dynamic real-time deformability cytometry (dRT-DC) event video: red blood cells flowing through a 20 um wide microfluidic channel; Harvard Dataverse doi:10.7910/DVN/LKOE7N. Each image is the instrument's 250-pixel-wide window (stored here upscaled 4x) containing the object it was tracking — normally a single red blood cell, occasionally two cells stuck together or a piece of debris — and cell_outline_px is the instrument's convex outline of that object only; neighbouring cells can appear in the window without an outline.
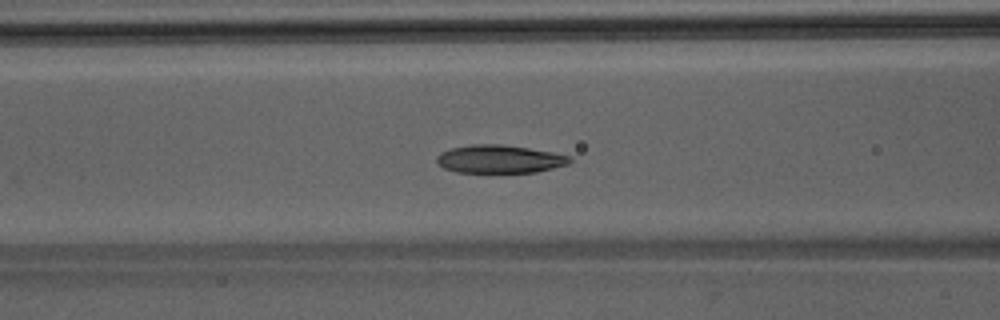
{"species": "Egyptian fruit bat (a non-hibernating species)", "species_latin": "Rousettus aegyptiacus", "temperature_condition": "room temperature", "stored_images_in_passage": 29, "camera_frame_rate_fps": 3000, "um_per_image_px": 0.085, "animal": {"sex": "male"}, "frame": {"image": 1, "passage_image": 9, "time_ms": 2.667, "image_size_px": [1000, 320], "cell_outline_px": [[572, 160], [568, 164], [536, 172], [456, 172], [444, 168], [436, 164], [436, 156], [440, 152], [452, 148], [472, 144], [500, 144], [528, 148], [552, 152], [568, 156]], "centroid_in_image_um": [42.41, 13.52], "position_along_channel_um": 124.2, "area_um2": 21.68}}
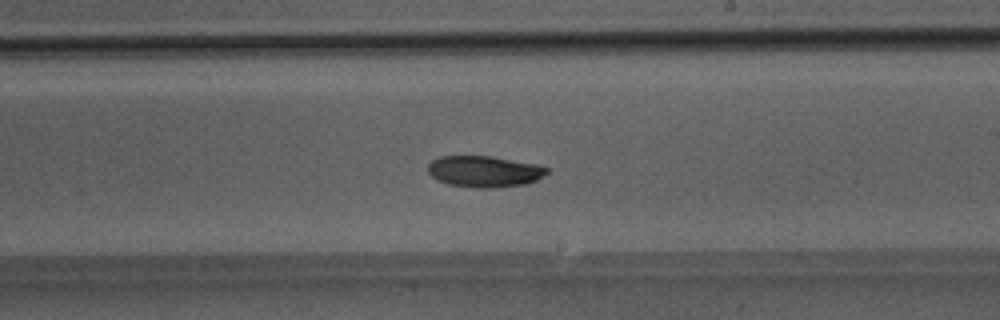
{"frame": {"image": 2, "passage_image": 18, "time_ms": 5.667, "image_size_px": [1000, 320], "cell_outline_px": [[548, 172], [544, 176], [536, 180], [524, 184], [496, 188], [476, 188], [448, 184], [436, 180], [428, 172], [428, 164], [432, 160], [440, 156], [488, 156], [536, 164], [548, 168]], "centroid_in_image_um": [41.14, 14.58], "position_along_channel_um": 247.9, "area_um2": 21.68}}
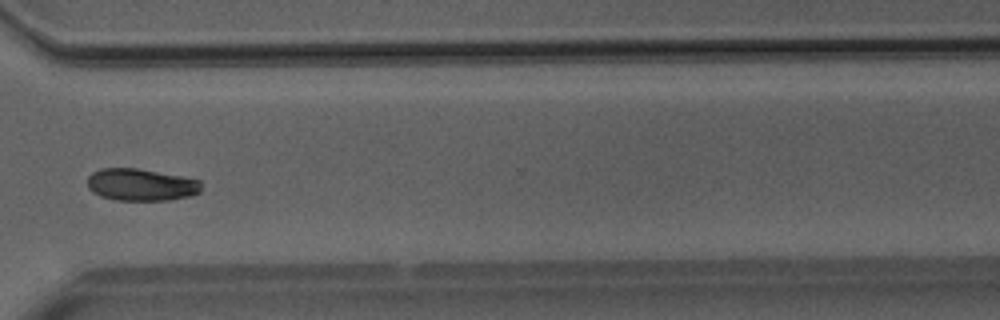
{"frame": {"image": 3, "passage_image": 26, "time_ms": 8.333, "image_size_px": [1000, 320], "cell_outline_px": [[200, 192], [192, 196], [168, 200], [116, 200], [100, 196], [92, 192], [88, 188], [88, 176], [92, 172], [100, 168], [136, 168], [184, 176], [200, 180]], "centroid_in_image_um": [11.98, 15.7], "position_along_channel_um": 358.6, "area_um2": 21.5}}